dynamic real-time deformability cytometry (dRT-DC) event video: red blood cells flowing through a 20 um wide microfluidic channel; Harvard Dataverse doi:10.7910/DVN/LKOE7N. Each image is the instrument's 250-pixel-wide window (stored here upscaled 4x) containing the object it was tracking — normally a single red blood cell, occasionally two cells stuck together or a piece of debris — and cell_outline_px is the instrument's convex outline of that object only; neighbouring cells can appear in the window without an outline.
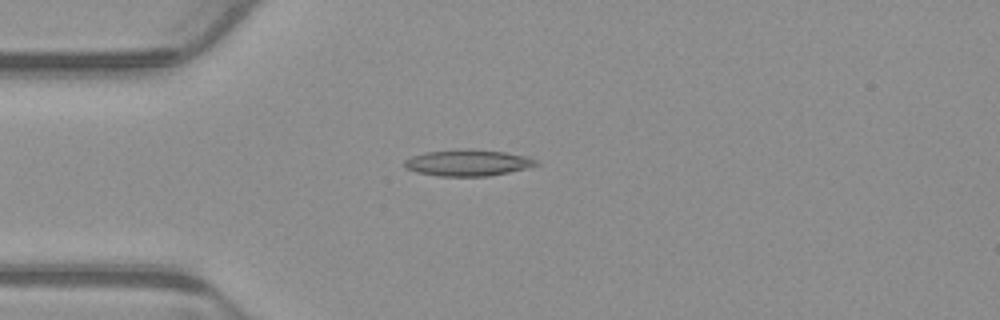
{"species": "common noctule bat (a hibernating species)", "species_latin": "Nyctalus noctula", "temperature_condition": "warm", "stored_images_in_passage": 5, "camera_frame_rate_fps": 3000, "um_per_image_px": 0.085, "animal": {"sex": "male", "body_mass_g": 23.1, "forearm_length_mm": 52.7}, "frame": {"image": 1, "passage_image": 4, "time_ms": 1.0, "image_size_px": [1000, 320], "cell_outline_px": [[540, 164], [528, 168], [488, 176], [440, 176], [416, 172], [404, 168], [404, 160], [412, 156], [424, 152], [468, 148], [504, 152], [524, 156], [536, 160]], "centroid_in_image_um": [39.73, 13.83], "position_along_channel_um": 45.3, "area_um2": 20.23}}